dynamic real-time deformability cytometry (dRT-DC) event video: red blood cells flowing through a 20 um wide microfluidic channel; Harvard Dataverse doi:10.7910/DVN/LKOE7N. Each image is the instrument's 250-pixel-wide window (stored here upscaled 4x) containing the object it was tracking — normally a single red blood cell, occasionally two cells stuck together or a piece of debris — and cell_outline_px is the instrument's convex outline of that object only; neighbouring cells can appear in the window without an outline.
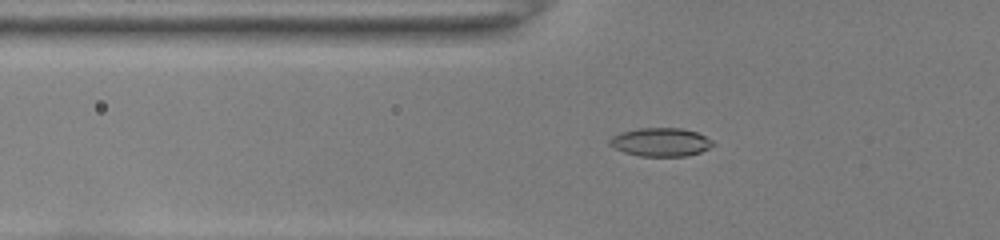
{"species": "common noctule bat (a hibernating species)", "species_latin": "Nyctalus noctula", "temperature_condition": "room temperature", "stored_images_in_passage": 38, "camera_frame_rate_fps": 3000, "um_per_image_px": 0.085, "animal": {"sex": "female", "body_mass_g": 22.0, "forearm_length_mm": 56.7}, "frame": {"image": 1, "passage_image": 6, "time_ms": 1.667, "image_size_px": [1000, 240], "cell_outline_px": [[716, 144], [700, 152], [684, 156], [640, 156], [624, 152], [608, 144], [608, 140], [612, 136], [620, 132], [636, 128], [680, 128], [696, 132], [712, 140]], "centroid_in_image_um": [56.13, 12.07], "position_along_channel_um": 69.7, "area_um2": 17.11}}
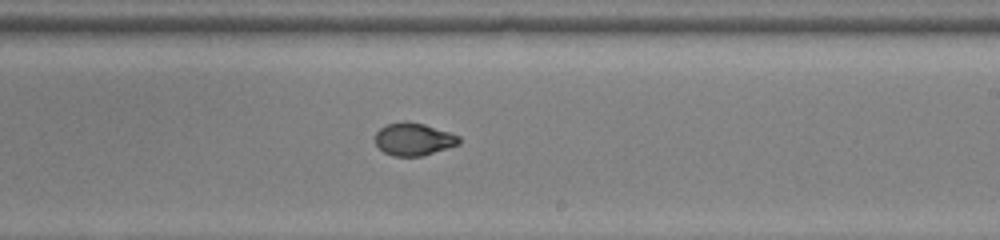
{"frame": {"image": 2, "passage_image": 20, "time_ms": 6.333, "image_size_px": [1000, 240], "cell_outline_px": [[460, 144], [424, 156], [392, 156], [384, 152], [376, 144], [376, 132], [380, 128], [388, 124], [404, 120], [408, 120], [424, 124], [460, 136]], "centroid_in_image_um": [35.17, 11.83], "position_along_channel_um": 253.8, "area_um2": 16.01}}
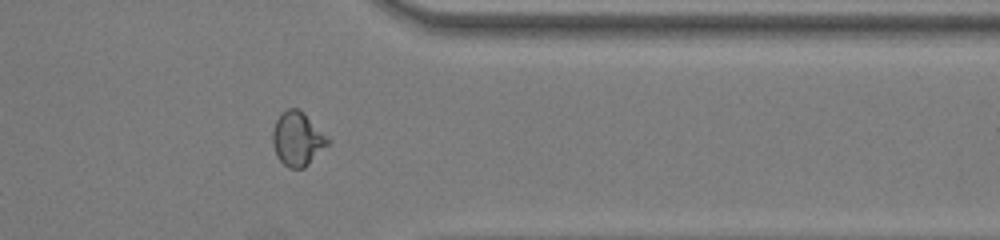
{"frame": {"image": 3, "passage_image": 30, "time_ms": 9.667, "image_size_px": [1000, 240], "cell_outline_px": [[332, 140], [304, 168], [288, 168], [276, 156], [272, 144], [272, 132], [276, 120], [288, 108], [296, 108], [304, 112]], "centroid_in_image_um": [25.29, 11.8], "position_along_channel_um": 386.1, "area_um2": 17.34}, "authors_computed_cell_mechanics": {"area_um2": 16.5597, "velocity_mm_per_s": 4.0372, "shape_relaxation_time_tau1_ms": 10.0312, "shape_relaxation_time_tau2_ms": 1.0611, "deformation_change_tau1": 0.2805, "deformation_change_tau2": 0.0411}}